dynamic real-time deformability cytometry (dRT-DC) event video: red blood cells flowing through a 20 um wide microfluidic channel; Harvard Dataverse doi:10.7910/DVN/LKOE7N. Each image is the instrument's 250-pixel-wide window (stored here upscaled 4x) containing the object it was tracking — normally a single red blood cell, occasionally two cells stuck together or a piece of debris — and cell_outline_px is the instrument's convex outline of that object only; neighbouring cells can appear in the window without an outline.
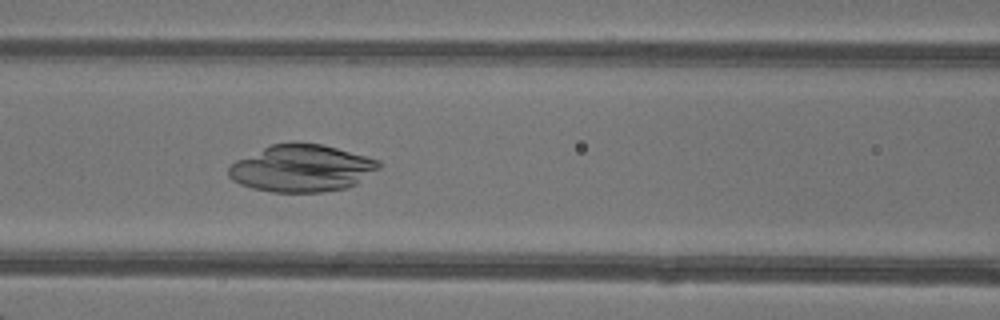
{"species": "common noctule bat (a hibernating species)", "species_latin": "Nyctalus noctula", "temperature_condition": "warm", "stored_images_in_passage": 47, "camera_frame_rate_fps": 3000, "um_per_image_px": 0.085, "animal": {"sex": "female"}, "frame": {"image": 1, "passage_image": 20, "time_ms": 6.333, "image_size_px": [1000, 320], "cell_outline_px": [[384, 164], [380, 168], [356, 184], [348, 188], [320, 192], [272, 192], [252, 188], [240, 184], [232, 180], [228, 176], [228, 168], [236, 160], [272, 144], [296, 140], [324, 144], [380, 160]], "centroid_in_image_um": [25.67, 14.28], "position_along_channel_um": 140.9, "area_um2": 41.79}}
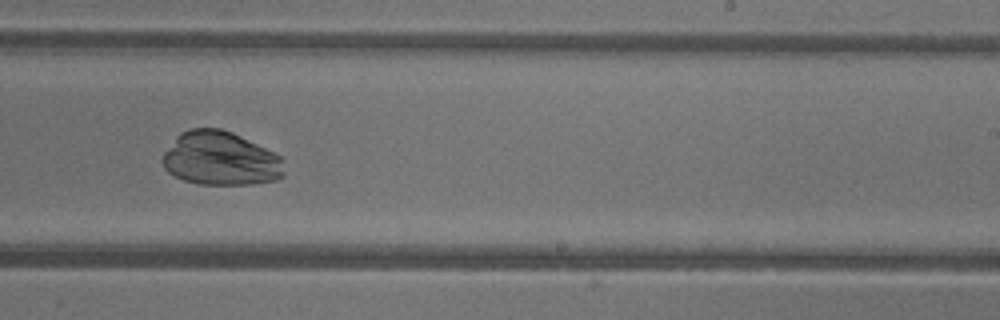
{"frame": {"image": 2, "passage_image": 29, "time_ms": 9.333, "image_size_px": [1000, 320], "cell_outline_px": [[284, 176], [276, 180], [252, 184], [196, 184], [184, 180], [168, 172], [164, 168], [164, 152], [176, 136], [180, 132], [188, 128], [220, 128], [232, 132], [280, 156], [284, 172]], "centroid_in_image_um": [18.72, 13.48], "position_along_channel_um": 270.3, "area_um2": 37.92}}
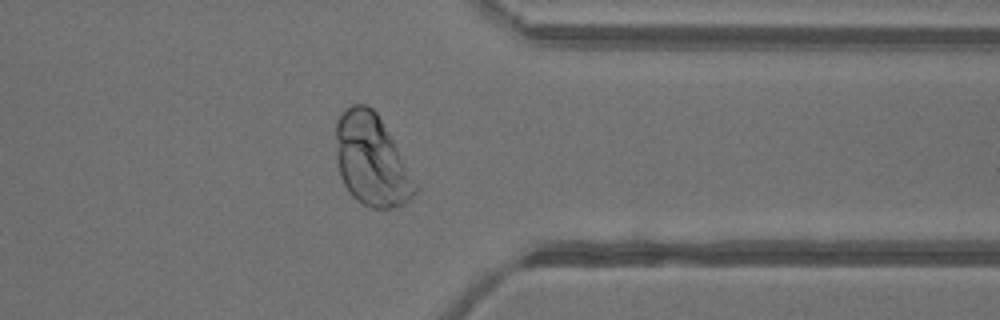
{"frame": {"image": 3, "passage_image": 37, "time_ms": 12.0, "image_size_px": [1000, 320], "cell_outline_px": [[420, 188], [404, 204], [388, 208], [372, 208], [360, 204], [348, 192], [340, 176], [336, 160], [336, 120], [352, 104], [364, 104], [372, 108], [376, 112], [420, 184]], "centroid_in_image_um": [31.6, 13.65], "position_along_channel_um": 379.8, "area_um2": 42.71}}